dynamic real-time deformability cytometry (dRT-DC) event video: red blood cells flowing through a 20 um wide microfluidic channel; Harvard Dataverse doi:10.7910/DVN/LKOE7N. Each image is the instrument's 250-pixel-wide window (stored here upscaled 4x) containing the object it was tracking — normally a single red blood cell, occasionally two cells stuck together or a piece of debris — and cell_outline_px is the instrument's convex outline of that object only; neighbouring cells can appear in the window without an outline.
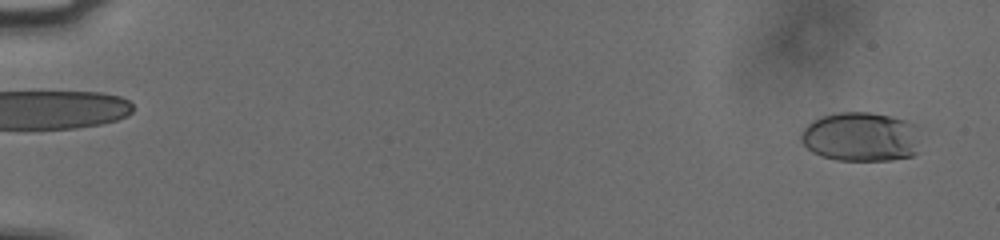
{"species": "human", "species_latin": "Homo sapiens", "temperature_condition": "cold", "stored_images_in_passage": 57, "camera_frame_rate_fps": 3000, "um_per_image_px": 0.085, "donor": {"sex": "male"}, "frame": {"image": 1, "passage_image": 3, "time_ms": 0.667, "image_size_px": [1000, 240], "cell_outline_px": [[916, 152], [912, 156], [892, 160], [836, 160], [820, 156], [812, 152], [800, 140], [800, 132], [812, 120], [820, 116], [840, 112], [872, 112], [892, 116], [908, 120], [916, 124]], "centroid_in_image_um": [73.13, 11.62], "position_along_channel_um": 11.9, "area_um2": 34.56}}
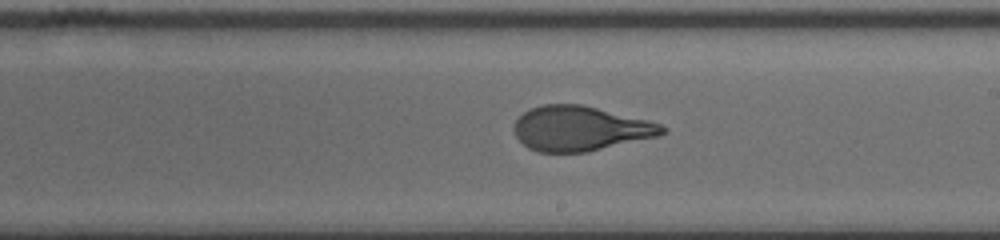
{"frame": {"image": 2, "passage_image": 35, "time_ms": 11.333, "image_size_px": [1000, 240], "cell_outline_px": [[668, 128], [660, 136], [588, 152], [536, 152], [528, 148], [516, 136], [512, 128], [516, 120], [524, 112], [532, 108], [544, 104], [580, 104], [648, 120], [660, 124]], "centroid_in_image_um": [49.32, 10.93], "position_along_channel_um": 239.7, "area_um2": 38.67}}
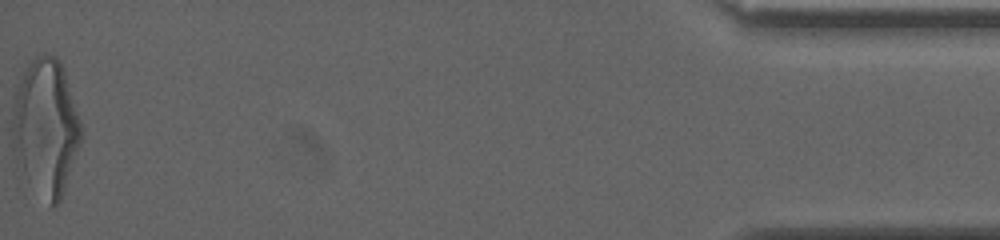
{"frame": {"image": 3, "passage_image": 57, "time_ms": 18.667, "image_size_px": [1000, 240], "cell_outline_px": [[84, 136], [60, 204], [56, 208], [52, 204], [16, 164], [12, 144], [12, 116], [16, 84], [28, 64], [36, 56], [44, 52], [48, 52], [56, 56], [64, 68], [84, 132]], "centroid_in_image_um": [3.92, 10.75], "position_along_channel_um": 431.3, "area_um2": 55.14}, "authors_computed_cell_mechanics": {"area_um2": 38.726, "velocity_mm_per_s": 3.7915, "shape_relaxation_time_tau1_ms": 3.5766, "shape_relaxation_time_tau2_ms": null, "deformation_change_tau1": 0.1814, "deformation_change_tau2": null}}